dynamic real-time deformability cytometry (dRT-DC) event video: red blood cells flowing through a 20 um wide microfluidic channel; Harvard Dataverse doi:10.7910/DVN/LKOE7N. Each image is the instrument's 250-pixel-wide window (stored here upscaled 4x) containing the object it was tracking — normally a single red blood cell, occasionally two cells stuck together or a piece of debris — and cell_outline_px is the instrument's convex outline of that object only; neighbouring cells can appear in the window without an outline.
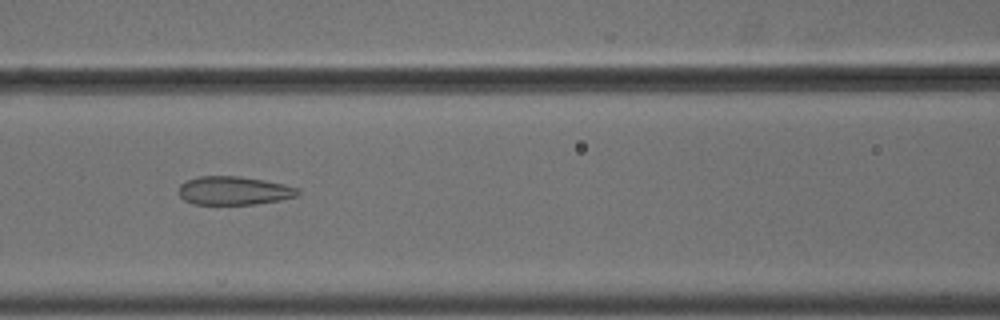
{"species": "common noctule bat (a hibernating species)", "species_latin": "Nyctalus noctula", "temperature_condition": "cold", "stored_images_in_passage": 42, "camera_frame_rate_fps": 3000, "um_per_image_px": 0.085, "animal": {"sex": "male", "body_mass_g": 18.8}, "frame": {"image": 1, "passage_image": 12, "time_ms": 3.667, "image_size_px": [1000, 320], "cell_outline_px": [[300, 192], [296, 196], [280, 200], [256, 204], [192, 204], [184, 200], [180, 196], [180, 184], [196, 176], [240, 176], [264, 180], [284, 184], [300, 188]], "centroid_in_image_um": [19.9, 16.2], "position_along_channel_um": 146.7, "area_um2": 19.83}}
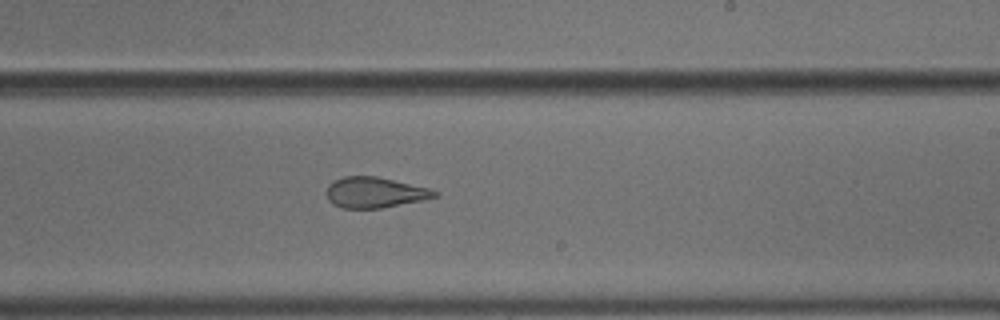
{"frame": {"image": 2, "passage_image": 21, "time_ms": 6.667, "image_size_px": [1000, 320], "cell_outline_px": [[440, 196], [424, 200], [380, 208], [340, 208], [332, 204], [328, 200], [328, 184], [344, 176], [376, 176], [428, 188], [440, 192]], "centroid_in_image_um": [31.89, 16.37], "position_along_channel_um": 257.1, "area_um2": 19.25}}
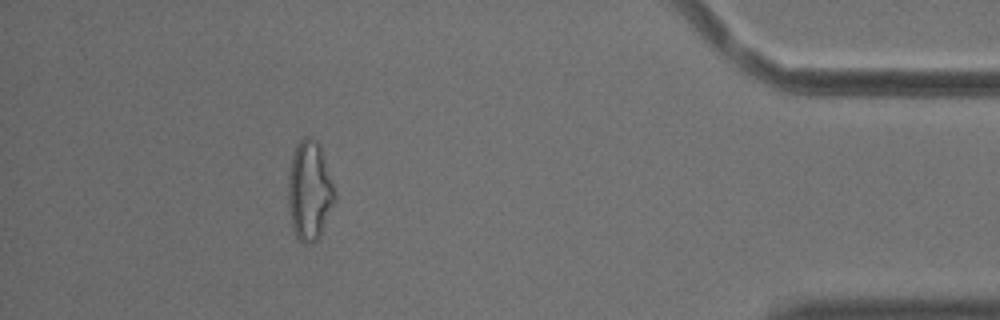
{"frame": {"image": 3, "passage_image": 37, "time_ms": 12.0, "image_size_px": [1000, 320], "cell_outline_px": [[336, 200], [320, 236], [316, 240], [308, 244], [304, 244], [296, 236], [292, 228], [288, 204], [288, 176], [292, 156], [296, 144], [304, 136], [308, 136], [316, 140], [320, 144], [336, 196]], "centroid_in_image_um": [26.3, 16.21], "position_along_channel_um": 408.9, "area_um2": 27.05}, "authors_computed_cell_mechanics": {"area_um2": 21.5305, "velocity_mm_per_s": 3.6827, "shape_relaxation_time_tau1_ms": null, "shape_relaxation_time_tau2_ms": 1.5112, "deformation_change_tau1": null, "deformation_change_tau2": 0.1042}}